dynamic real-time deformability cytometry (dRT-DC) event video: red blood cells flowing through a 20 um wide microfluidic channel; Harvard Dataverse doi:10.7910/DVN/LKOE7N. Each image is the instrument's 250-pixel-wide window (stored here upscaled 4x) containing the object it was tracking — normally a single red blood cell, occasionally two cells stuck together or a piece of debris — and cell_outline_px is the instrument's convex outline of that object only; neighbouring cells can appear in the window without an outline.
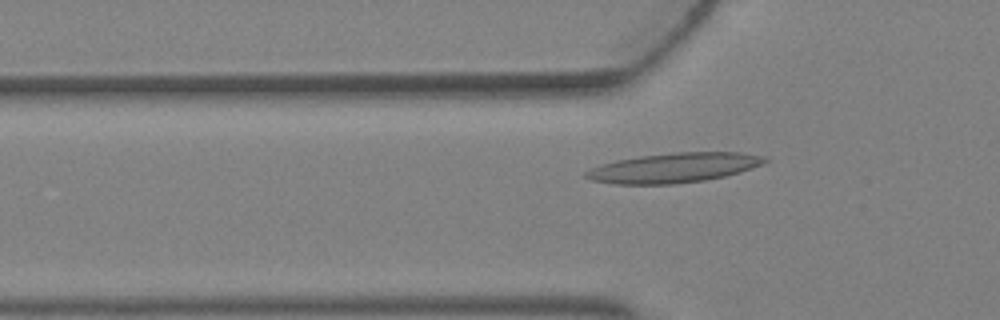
{"species": "Egyptian fruit bat (a non-hibernating species)", "species_latin": "Rousettus aegyptiacus", "temperature_condition": "warm", "stored_images_in_passage": 2, "camera_frame_rate_fps": 3000, "um_per_image_px": 0.085, "animal": {"sex": "female"}, "frame": {"image": 1, "passage_image": 2, "time_ms": 0.333, "image_size_px": [1000, 320], "cell_outline_px": [[768, 160], [764, 164], [740, 172], [724, 176], [704, 180], [672, 184], [616, 184], [592, 180], [584, 176], [584, 172], [600, 164], [616, 160], [640, 156], [672, 152], [740, 152], [768, 156]], "centroid_in_image_um": [57.31, 14.25], "position_along_channel_um": 68.5, "area_um2": 31.04}}